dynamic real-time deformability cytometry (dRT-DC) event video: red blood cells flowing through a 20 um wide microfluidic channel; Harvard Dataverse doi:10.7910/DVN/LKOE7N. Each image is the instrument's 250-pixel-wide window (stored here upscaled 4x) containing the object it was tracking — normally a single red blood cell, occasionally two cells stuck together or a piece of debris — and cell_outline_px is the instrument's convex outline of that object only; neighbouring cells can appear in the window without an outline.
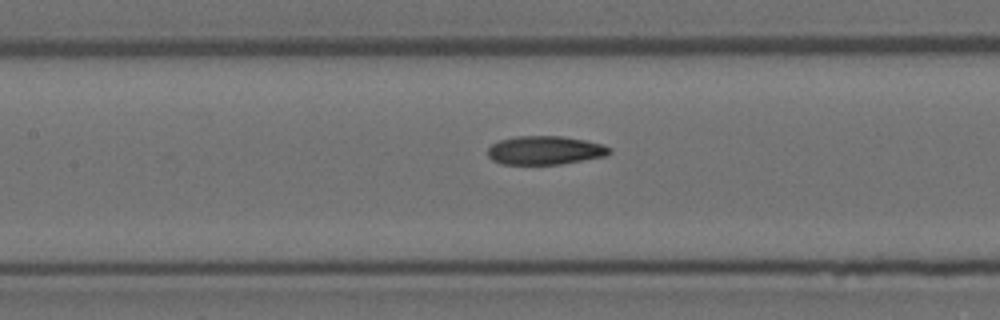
{"species": "Egyptian fruit bat (a non-hibernating species)", "species_latin": "Rousettus aegyptiacus", "temperature_condition": "room temperature", "stored_images_in_passage": 8, "segment_of_instrument_passage": [2, 2], "camera_frame_rate_fps": 3000, "um_per_image_px": 0.085, "animal": {"sex": "female"}, "frame": {"image": 1, "passage_image": 8, "time_ms": 2.333, "image_size_px": [1000, 320], "cell_outline_px": [[612, 152], [604, 156], [560, 164], [500, 164], [492, 160], [488, 156], [488, 148], [492, 144], [500, 140], [516, 136], [560, 136], [584, 140], [600, 144], [612, 148]], "centroid_in_image_um": [46.3, 12.78], "position_along_channel_um": 161.1, "area_um2": 20.17}}